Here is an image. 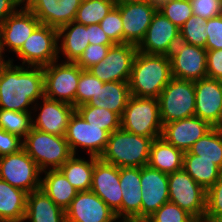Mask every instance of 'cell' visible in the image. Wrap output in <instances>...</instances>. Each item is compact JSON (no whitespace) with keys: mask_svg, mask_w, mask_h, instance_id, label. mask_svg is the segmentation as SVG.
Wrapping results in <instances>:
<instances>
[{"mask_svg":"<svg viewBox=\"0 0 222 222\" xmlns=\"http://www.w3.org/2000/svg\"><path fill=\"white\" fill-rule=\"evenodd\" d=\"M194 222H209V221H206V220H195Z\"/></svg>","mask_w":222,"mask_h":222,"instance_id":"obj_56","label":"cell"},{"mask_svg":"<svg viewBox=\"0 0 222 222\" xmlns=\"http://www.w3.org/2000/svg\"><path fill=\"white\" fill-rule=\"evenodd\" d=\"M88 40V25L72 21L58 29V54L62 52L65 62H76L90 44Z\"/></svg>","mask_w":222,"mask_h":222,"instance_id":"obj_25","label":"cell"},{"mask_svg":"<svg viewBox=\"0 0 222 222\" xmlns=\"http://www.w3.org/2000/svg\"><path fill=\"white\" fill-rule=\"evenodd\" d=\"M193 15L210 19L222 14V0H192Z\"/></svg>","mask_w":222,"mask_h":222,"instance_id":"obj_45","label":"cell"},{"mask_svg":"<svg viewBox=\"0 0 222 222\" xmlns=\"http://www.w3.org/2000/svg\"><path fill=\"white\" fill-rule=\"evenodd\" d=\"M131 97L128 81L106 82L100 88L96 101H88L83 105L105 108L122 117L126 104Z\"/></svg>","mask_w":222,"mask_h":222,"instance_id":"obj_29","label":"cell"},{"mask_svg":"<svg viewBox=\"0 0 222 222\" xmlns=\"http://www.w3.org/2000/svg\"><path fill=\"white\" fill-rule=\"evenodd\" d=\"M42 173H45V176L41 178V189L57 206L65 211L79 191L68 182L59 169Z\"/></svg>","mask_w":222,"mask_h":222,"instance_id":"obj_28","label":"cell"},{"mask_svg":"<svg viewBox=\"0 0 222 222\" xmlns=\"http://www.w3.org/2000/svg\"><path fill=\"white\" fill-rule=\"evenodd\" d=\"M184 152L168 143L163 137L153 140L148 166L165 174L182 170Z\"/></svg>","mask_w":222,"mask_h":222,"instance_id":"obj_26","label":"cell"},{"mask_svg":"<svg viewBox=\"0 0 222 222\" xmlns=\"http://www.w3.org/2000/svg\"><path fill=\"white\" fill-rule=\"evenodd\" d=\"M75 110L91 125L101 127L110 134L121 128V117L105 108H99L92 105H80Z\"/></svg>","mask_w":222,"mask_h":222,"instance_id":"obj_33","label":"cell"},{"mask_svg":"<svg viewBox=\"0 0 222 222\" xmlns=\"http://www.w3.org/2000/svg\"><path fill=\"white\" fill-rule=\"evenodd\" d=\"M153 140L150 137L139 136L119 128L109 135L100 159L118 168H141L148 164Z\"/></svg>","mask_w":222,"mask_h":222,"instance_id":"obj_3","label":"cell"},{"mask_svg":"<svg viewBox=\"0 0 222 222\" xmlns=\"http://www.w3.org/2000/svg\"><path fill=\"white\" fill-rule=\"evenodd\" d=\"M44 66L45 97L69 103L75 107L78 81L83 71L75 62L57 63Z\"/></svg>","mask_w":222,"mask_h":222,"instance_id":"obj_9","label":"cell"},{"mask_svg":"<svg viewBox=\"0 0 222 222\" xmlns=\"http://www.w3.org/2000/svg\"><path fill=\"white\" fill-rule=\"evenodd\" d=\"M62 3L81 4V3H82V0H62Z\"/></svg>","mask_w":222,"mask_h":222,"instance_id":"obj_54","label":"cell"},{"mask_svg":"<svg viewBox=\"0 0 222 222\" xmlns=\"http://www.w3.org/2000/svg\"><path fill=\"white\" fill-rule=\"evenodd\" d=\"M100 26L114 44H123L122 18L116 6L102 19Z\"/></svg>","mask_w":222,"mask_h":222,"instance_id":"obj_42","label":"cell"},{"mask_svg":"<svg viewBox=\"0 0 222 222\" xmlns=\"http://www.w3.org/2000/svg\"><path fill=\"white\" fill-rule=\"evenodd\" d=\"M141 220L150 217L169 201L168 174L148 165L140 168Z\"/></svg>","mask_w":222,"mask_h":222,"instance_id":"obj_19","label":"cell"},{"mask_svg":"<svg viewBox=\"0 0 222 222\" xmlns=\"http://www.w3.org/2000/svg\"><path fill=\"white\" fill-rule=\"evenodd\" d=\"M40 107L38 102L35 103L33 109L40 110L37 118H32V128L46 132L49 134H55L59 136H65L66 129L69 123L71 115L75 111V107L69 103L51 100L46 97L41 99Z\"/></svg>","mask_w":222,"mask_h":222,"instance_id":"obj_21","label":"cell"},{"mask_svg":"<svg viewBox=\"0 0 222 222\" xmlns=\"http://www.w3.org/2000/svg\"><path fill=\"white\" fill-rule=\"evenodd\" d=\"M207 77L222 80V49L207 50Z\"/></svg>","mask_w":222,"mask_h":222,"instance_id":"obj_48","label":"cell"},{"mask_svg":"<svg viewBox=\"0 0 222 222\" xmlns=\"http://www.w3.org/2000/svg\"><path fill=\"white\" fill-rule=\"evenodd\" d=\"M222 217V172L219 179L207 190L204 220L216 222Z\"/></svg>","mask_w":222,"mask_h":222,"instance_id":"obj_40","label":"cell"},{"mask_svg":"<svg viewBox=\"0 0 222 222\" xmlns=\"http://www.w3.org/2000/svg\"><path fill=\"white\" fill-rule=\"evenodd\" d=\"M114 45L89 44L80 58L75 62L82 70H88L91 66L96 65L104 60L110 47Z\"/></svg>","mask_w":222,"mask_h":222,"instance_id":"obj_43","label":"cell"},{"mask_svg":"<svg viewBox=\"0 0 222 222\" xmlns=\"http://www.w3.org/2000/svg\"><path fill=\"white\" fill-rule=\"evenodd\" d=\"M195 219L178 205L168 201L150 217L140 222H194Z\"/></svg>","mask_w":222,"mask_h":222,"instance_id":"obj_39","label":"cell"},{"mask_svg":"<svg viewBox=\"0 0 222 222\" xmlns=\"http://www.w3.org/2000/svg\"><path fill=\"white\" fill-rule=\"evenodd\" d=\"M172 78L169 56L138 51L128 84L131 95L158 99Z\"/></svg>","mask_w":222,"mask_h":222,"instance_id":"obj_2","label":"cell"},{"mask_svg":"<svg viewBox=\"0 0 222 222\" xmlns=\"http://www.w3.org/2000/svg\"><path fill=\"white\" fill-rule=\"evenodd\" d=\"M115 5L113 0H82L74 21L82 25L100 24Z\"/></svg>","mask_w":222,"mask_h":222,"instance_id":"obj_34","label":"cell"},{"mask_svg":"<svg viewBox=\"0 0 222 222\" xmlns=\"http://www.w3.org/2000/svg\"><path fill=\"white\" fill-rule=\"evenodd\" d=\"M41 24L54 28V8L58 0H23Z\"/></svg>","mask_w":222,"mask_h":222,"instance_id":"obj_41","label":"cell"},{"mask_svg":"<svg viewBox=\"0 0 222 222\" xmlns=\"http://www.w3.org/2000/svg\"><path fill=\"white\" fill-rule=\"evenodd\" d=\"M23 148L41 172L59 169L73 155L64 136L35 128L23 139Z\"/></svg>","mask_w":222,"mask_h":222,"instance_id":"obj_4","label":"cell"},{"mask_svg":"<svg viewBox=\"0 0 222 222\" xmlns=\"http://www.w3.org/2000/svg\"><path fill=\"white\" fill-rule=\"evenodd\" d=\"M179 41L180 29L157 10L137 48L146 54L169 56Z\"/></svg>","mask_w":222,"mask_h":222,"instance_id":"obj_14","label":"cell"},{"mask_svg":"<svg viewBox=\"0 0 222 222\" xmlns=\"http://www.w3.org/2000/svg\"><path fill=\"white\" fill-rule=\"evenodd\" d=\"M169 201L189 213L195 220H204L207 191L183 169L168 174Z\"/></svg>","mask_w":222,"mask_h":222,"instance_id":"obj_7","label":"cell"},{"mask_svg":"<svg viewBox=\"0 0 222 222\" xmlns=\"http://www.w3.org/2000/svg\"><path fill=\"white\" fill-rule=\"evenodd\" d=\"M115 4L127 3V2H146L148 0H113Z\"/></svg>","mask_w":222,"mask_h":222,"instance_id":"obj_53","label":"cell"},{"mask_svg":"<svg viewBox=\"0 0 222 222\" xmlns=\"http://www.w3.org/2000/svg\"><path fill=\"white\" fill-rule=\"evenodd\" d=\"M58 29L40 24L16 53L22 65L44 67L58 61Z\"/></svg>","mask_w":222,"mask_h":222,"instance_id":"obj_10","label":"cell"},{"mask_svg":"<svg viewBox=\"0 0 222 222\" xmlns=\"http://www.w3.org/2000/svg\"><path fill=\"white\" fill-rule=\"evenodd\" d=\"M222 80L204 78L195 81L194 116L221 128Z\"/></svg>","mask_w":222,"mask_h":222,"instance_id":"obj_20","label":"cell"},{"mask_svg":"<svg viewBox=\"0 0 222 222\" xmlns=\"http://www.w3.org/2000/svg\"><path fill=\"white\" fill-rule=\"evenodd\" d=\"M153 6L159 8L162 4H164L168 0H148Z\"/></svg>","mask_w":222,"mask_h":222,"instance_id":"obj_52","label":"cell"},{"mask_svg":"<svg viewBox=\"0 0 222 222\" xmlns=\"http://www.w3.org/2000/svg\"><path fill=\"white\" fill-rule=\"evenodd\" d=\"M27 193L0 179V222H24Z\"/></svg>","mask_w":222,"mask_h":222,"instance_id":"obj_27","label":"cell"},{"mask_svg":"<svg viewBox=\"0 0 222 222\" xmlns=\"http://www.w3.org/2000/svg\"><path fill=\"white\" fill-rule=\"evenodd\" d=\"M3 53H4V51L0 47V75H1L3 68L10 62V59L5 60Z\"/></svg>","mask_w":222,"mask_h":222,"instance_id":"obj_51","label":"cell"},{"mask_svg":"<svg viewBox=\"0 0 222 222\" xmlns=\"http://www.w3.org/2000/svg\"><path fill=\"white\" fill-rule=\"evenodd\" d=\"M158 11L179 29L193 15L191 2L187 0H168L158 8Z\"/></svg>","mask_w":222,"mask_h":222,"instance_id":"obj_38","label":"cell"},{"mask_svg":"<svg viewBox=\"0 0 222 222\" xmlns=\"http://www.w3.org/2000/svg\"><path fill=\"white\" fill-rule=\"evenodd\" d=\"M42 172L24 148L0 157V179L27 194L41 188Z\"/></svg>","mask_w":222,"mask_h":222,"instance_id":"obj_8","label":"cell"},{"mask_svg":"<svg viewBox=\"0 0 222 222\" xmlns=\"http://www.w3.org/2000/svg\"><path fill=\"white\" fill-rule=\"evenodd\" d=\"M121 128L143 137H161L159 100L131 95L121 117Z\"/></svg>","mask_w":222,"mask_h":222,"instance_id":"obj_5","label":"cell"},{"mask_svg":"<svg viewBox=\"0 0 222 222\" xmlns=\"http://www.w3.org/2000/svg\"><path fill=\"white\" fill-rule=\"evenodd\" d=\"M23 148V139L0 129V157L18 152Z\"/></svg>","mask_w":222,"mask_h":222,"instance_id":"obj_47","label":"cell"},{"mask_svg":"<svg viewBox=\"0 0 222 222\" xmlns=\"http://www.w3.org/2000/svg\"><path fill=\"white\" fill-rule=\"evenodd\" d=\"M189 152L198 159L212 160L222 170V128L213 127L196 143Z\"/></svg>","mask_w":222,"mask_h":222,"instance_id":"obj_32","label":"cell"},{"mask_svg":"<svg viewBox=\"0 0 222 222\" xmlns=\"http://www.w3.org/2000/svg\"><path fill=\"white\" fill-rule=\"evenodd\" d=\"M31 113L0 109V129L24 139L32 129Z\"/></svg>","mask_w":222,"mask_h":222,"instance_id":"obj_35","label":"cell"},{"mask_svg":"<svg viewBox=\"0 0 222 222\" xmlns=\"http://www.w3.org/2000/svg\"><path fill=\"white\" fill-rule=\"evenodd\" d=\"M66 222H114L116 213L93 191H79L65 210Z\"/></svg>","mask_w":222,"mask_h":222,"instance_id":"obj_17","label":"cell"},{"mask_svg":"<svg viewBox=\"0 0 222 222\" xmlns=\"http://www.w3.org/2000/svg\"><path fill=\"white\" fill-rule=\"evenodd\" d=\"M90 160L81 159L72 155L59 170L64 174L68 182L78 191H88L91 189L92 173L95 162L99 159L89 156Z\"/></svg>","mask_w":222,"mask_h":222,"instance_id":"obj_30","label":"cell"},{"mask_svg":"<svg viewBox=\"0 0 222 222\" xmlns=\"http://www.w3.org/2000/svg\"><path fill=\"white\" fill-rule=\"evenodd\" d=\"M103 84L104 82L93 76L88 70H83L80 74L75 95V108L86 104L88 101H96Z\"/></svg>","mask_w":222,"mask_h":222,"instance_id":"obj_37","label":"cell"},{"mask_svg":"<svg viewBox=\"0 0 222 222\" xmlns=\"http://www.w3.org/2000/svg\"><path fill=\"white\" fill-rule=\"evenodd\" d=\"M43 97V67L14 65L10 59L0 75V109L30 112L28 107Z\"/></svg>","mask_w":222,"mask_h":222,"instance_id":"obj_1","label":"cell"},{"mask_svg":"<svg viewBox=\"0 0 222 222\" xmlns=\"http://www.w3.org/2000/svg\"><path fill=\"white\" fill-rule=\"evenodd\" d=\"M115 6L122 18L123 44L131 43L138 46L144 39L158 8L149 1L120 3Z\"/></svg>","mask_w":222,"mask_h":222,"instance_id":"obj_15","label":"cell"},{"mask_svg":"<svg viewBox=\"0 0 222 222\" xmlns=\"http://www.w3.org/2000/svg\"><path fill=\"white\" fill-rule=\"evenodd\" d=\"M159 100L162 125L190 118L195 113V81L172 78Z\"/></svg>","mask_w":222,"mask_h":222,"instance_id":"obj_6","label":"cell"},{"mask_svg":"<svg viewBox=\"0 0 222 222\" xmlns=\"http://www.w3.org/2000/svg\"><path fill=\"white\" fill-rule=\"evenodd\" d=\"M118 219H116L114 222H120V218L119 220L117 221ZM121 222H140V221H137L136 219H126V218H122Z\"/></svg>","mask_w":222,"mask_h":222,"instance_id":"obj_55","label":"cell"},{"mask_svg":"<svg viewBox=\"0 0 222 222\" xmlns=\"http://www.w3.org/2000/svg\"><path fill=\"white\" fill-rule=\"evenodd\" d=\"M221 128H222V107H221Z\"/></svg>","mask_w":222,"mask_h":222,"instance_id":"obj_57","label":"cell"},{"mask_svg":"<svg viewBox=\"0 0 222 222\" xmlns=\"http://www.w3.org/2000/svg\"><path fill=\"white\" fill-rule=\"evenodd\" d=\"M21 4H24L23 0H0V26Z\"/></svg>","mask_w":222,"mask_h":222,"instance_id":"obj_50","label":"cell"},{"mask_svg":"<svg viewBox=\"0 0 222 222\" xmlns=\"http://www.w3.org/2000/svg\"><path fill=\"white\" fill-rule=\"evenodd\" d=\"M182 169L206 191L219 179L222 170L212 161L198 159L189 151L184 153Z\"/></svg>","mask_w":222,"mask_h":222,"instance_id":"obj_31","label":"cell"},{"mask_svg":"<svg viewBox=\"0 0 222 222\" xmlns=\"http://www.w3.org/2000/svg\"><path fill=\"white\" fill-rule=\"evenodd\" d=\"M212 128L207 121L193 116L164 124L161 137L185 153Z\"/></svg>","mask_w":222,"mask_h":222,"instance_id":"obj_22","label":"cell"},{"mask_svg":"<svg viewBox=\"0 0 222 222\" xmlns=\"http://www.w3.org/2000/svg\"><path fill=\"white\" fill-rule=\"evenodd\" d=\"M137 52V45L131 43L115 44L110 47L104 60L91 66L88 71L104 83L129 81Z\"/></svg>","mask_w":222,"mask_h":222,"instance_id":"obj_12","label":"cell"},{"mask_svg":"<svg viewBox=\"0 0 222 222\" xmlns=\"http://www.w3.org/2000/svg\"><path fill=\"white\" fill-rule=\"evenodd\" d=\"M40 24V21L25 5L21 6L20 10L18 8L0 26V47L4 54L8 48L9 52L16 54Z\"/></svg>","mask_w":222,"mask_h":222,"instance_id":"obj_16","label":"cell"},{"mask_svg":"<svg viewBox=\"0 0 222 222\" xmlns=\"http://www.w3.org/2000/svg\"><path fill=\"white\" fill-rule=\"evenodd\" d=\"M66 222L65 211L40 188L27 194L24 221Z\"/></svg>","mask_w":222,"mask_h":222,"instance_id":"obj_24","label":"cell"},{"mask_svg":"<svg viewBox=\"0 0 222 222\" xmlns=\"http://www.w3.org/2000/svg\"><path fill=\"white\" fill-rule=\"evenodd\" d=\"M110 133L86 122L75 110L69 119L65 139L73 155L78 154L77 148L87 150L90 156L100 158L104 152Z\"/></svg>","mask_w":222,"mask_h":222,"instance_id":"obj_11","label":"cell"},{"mask_svg":"<svg viewBox=\"0 0 222 222\" xmlns=\"http://www.w3.org/2000/svg\"><path fill=\"white\" fill-rule=\"evenodd\" d=\"M88 36L90 44L115 45L103 31L100 24L88 25Z\"/></svg>","mask_w":222,"mask_h":222,"instance_id":"obj_49","label":"cell"},{"mask_svg":"<svg viewBox=\"0 0 222 222\" xmlns=\"http://www.w3.org/2000/svg\"><path fill=\"white\" fill-rule=\"evenodd\" d=\"M216 222H222V217L219 218Z\"/></svg>","mask_w":222,"mask_h":222,"instance_id":"obj_58","label":"cell"},{"mask_svg":"<svg viewBox=\"0 0 222 222\" xmlns=\"http://www.w3.org/2000/svg\"><path fill=\"white\" fill-rule=\"evenodd\" d=\"M79 7L80 4L62 3V0H58L54 8V28L59 29L74 21Z\"/></svg>","mask_w":222,"mask_h":222,"instance_id":"obj_46","label":"cell"},{"mask_svg":"<svg viewBox=\"0 0 222 222\" xmlns=\"http://www.w3.org/2000/svg\"><path fill=\"white\" fill-rule=\"evenodd\" d=\"M119 180L122 191L121 218L141 221L140 168L120 167Z\"/></svg>","mask_w":222,"mask_h":222,"instance_id":"obj_23","label":"cell"},{"mask_svg":"<svg viewBox=\"0 0 222 222\" xmlns=\"http://www.w3.org/2000/svg\"><path fill=\"white\" fill-rule=\"evenodd\" d=\"M91 191L100 197L121 218L122 191L119 168L100 158L95 162L92 173Z\"/></svg>","mask_w":222,"mask_h":222,"instance_id":"obj_18","label":"cell"},{"mask_svg":"<svg viewBox=\"0 0 222 222\" xmlns=\"http://www.w3.org/2000/svg\"><path fill=\"white\" fill-rule=\"evenodd\" d=\"M207 50L179 41L169 55L172 77L197 81L207 77Z\"/></svg>","mask_w":222,"mask_h":222,"instance_id":"obj_13","label":"cell"},{"mask_svg":"<svg viewBox=\"0 0 222 222\" xmlns=\"http://www.w3.org/2000/svg\"><path fill=\"white\" fill-rule=\"evenodd\" d=\"M206 50L222 49V14L210 18L206 22Z\"/></svg>","mask_w":222,"mask_h":222,"instance_id":"obj_44","label":"cell"},{"mask_svg":"<svg viewBox=\"0 0 222 222\" xmlns=\"http://www.w3.org/2000/svg\"><path fill=\"white\" fill-rule=\"evenodd\" d=\"M207 19L192 15L180 28V41L186 44L205 48Z\"/></svg>","mask_w":222,"mask_h":222,"instance_id":"obj_36","label":"cell"}]
</instances>
